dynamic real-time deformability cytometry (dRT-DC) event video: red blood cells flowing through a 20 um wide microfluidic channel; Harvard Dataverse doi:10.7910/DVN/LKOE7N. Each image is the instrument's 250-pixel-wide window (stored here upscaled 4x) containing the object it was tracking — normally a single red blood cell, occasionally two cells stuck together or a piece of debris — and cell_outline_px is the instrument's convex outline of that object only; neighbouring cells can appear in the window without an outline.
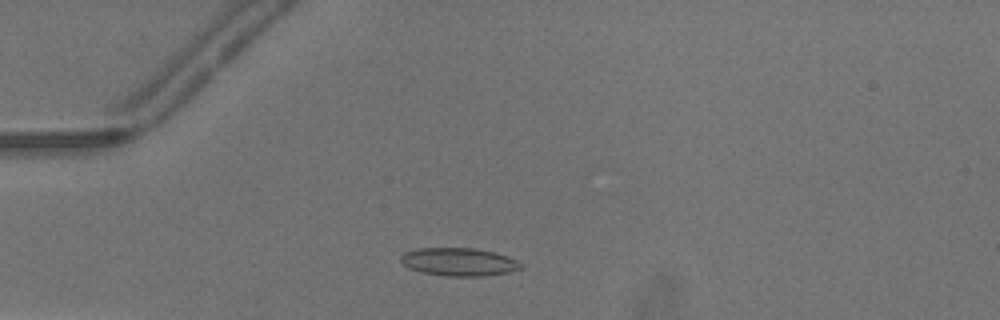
{"species": "common noctule bat (a hibernating species)", "species_latin": "Nyctalus noctula", "temperature_condition": "warm", "stored_images_in_passage": 38, "camera_frame_rate_fps": 3000, "um_per_image_px": 0.085, "animal": {"sex": "male", "body_mass_g": 13.3}, "frame": {"image": 1, "passage_image": 13, "time_ms": 4.0, "image_size_px": [1000, 320], "cell_outline_px": [[524, 268], [508, 272], [484, 276], [448, 276], [420, 272], [408, 268], [400, 260], [400, 256], [404, 252], [420, 248], [472, 248], [492, 252], [516, 260], [524, 264]], "centroid_in_image_um": [38.99, 22.27], "position_along_channel_um": 46.0, "area_um2": 19.54}}
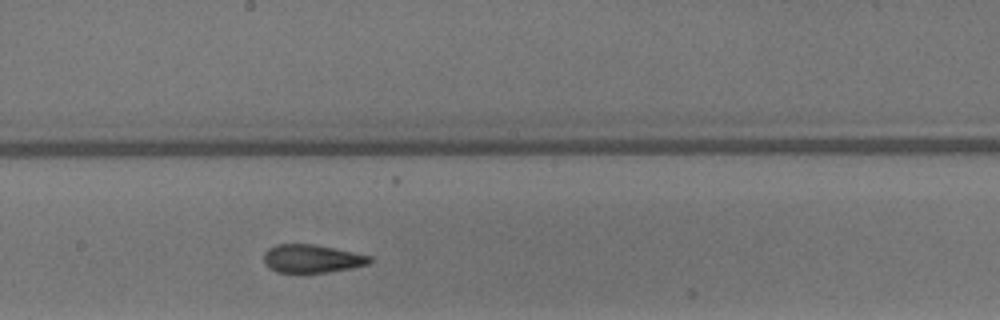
{"frame": {"image": 2, "passage_image": 27, "time_ms": 8.667, "image_size_px": [1000, 320], "cell_outline_px": [[372, 260], [368, 264], [352, 268], [328, 272], [276, 272], [268, 268], [264, 264], [264, 252], [268, 248], [276, 244], [316, 244], [372, 256]], "centroid_in_image_um": [26.49, 21.98], "position_along_channel_um": 221.7, "area_um2": 17.51}}
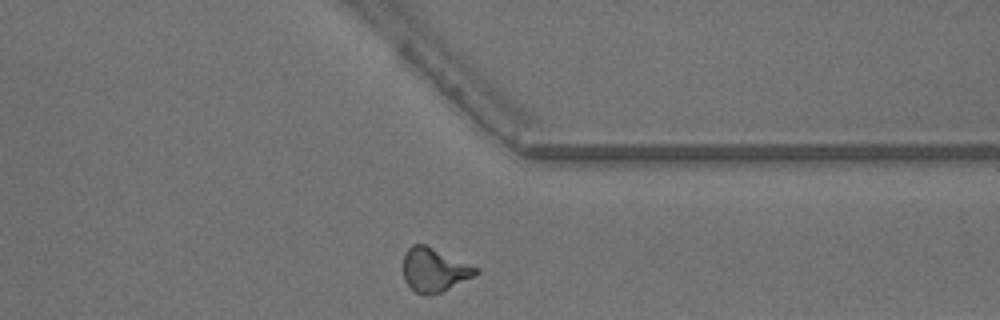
{"frame": {"image": 3, "passage_image": 38, "time_ms": 12.333, "image_size_px": [1000, 320], "cell_outline_px": [[480, 272], [476, 276], [440, 292], [428, 296], [424, 296], [416, 292], [404, 280], [404, 256], [408, 248], [412, 244], [424, 244], [480, 268]], "centroid_in_image_um": [36.94, 22.95], "position_along_channel_um": 374.5, "area_um2": 18.5}, "authors_computed_cell_mechanics": {"area_um2": 18.3515, "velocity_mm_per_s": 4.235, "shape_relaxation_time_tau1_ms": null, "shape_relaxation_time_tau2_ms": 2.7152, "deformation_change_tau1": null, "deformation_change_tau2": 0.0956}}